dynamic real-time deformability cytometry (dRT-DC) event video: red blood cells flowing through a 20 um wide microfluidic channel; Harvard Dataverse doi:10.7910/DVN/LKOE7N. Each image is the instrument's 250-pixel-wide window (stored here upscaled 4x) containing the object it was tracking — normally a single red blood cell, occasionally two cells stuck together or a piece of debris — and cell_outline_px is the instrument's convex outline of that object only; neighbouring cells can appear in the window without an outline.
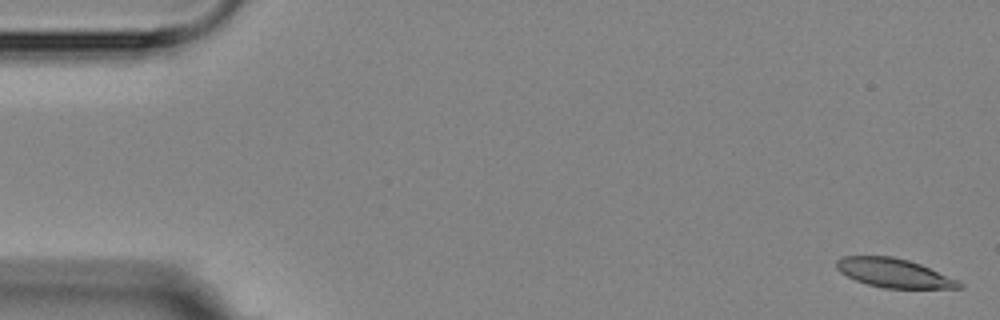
{"species": "Egyptian fruit bat (a non-hibernating species)", "species_latin": "Rousettus aegyptiacus", "temperature_condition": "room temperature", "stored_images_in_passage": 6, "camera_frame_rate_fps": 3000, "um_per_image_px": 0.085, "animal": {"sex": "female"}, "frame": {"image": 1, "passage_image": 1, "time_ms": 0.0, "image_size_px": [1000, 320], "cell_outline_px": [[964, 288], [880, 288], [856, 280], [840, 272], [836, 268], [836, 260], [844, 256], [892, 256], [908, 260], [920, 264], [960, 280], [964, 284]], "centroid_in_image_um": [76.02, 23.21], "position_along_channel_um": 9.0, "area_um2": 20.75}}
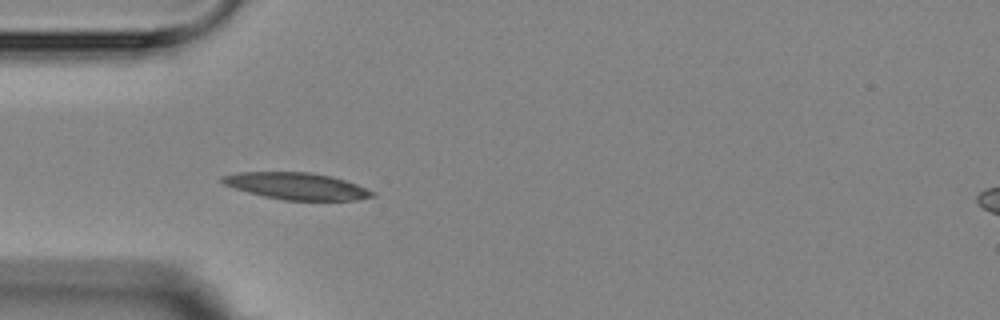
{"frame": {"image": 2, "passage_image": 5, "time_ms": 5.0, "image_size_px": [1000, 320], "cell_outline_px": [[376, 196], [356, 200], [284, 200], [264, 196], [248, 192], [224, 184], [220, 180], [220, 176], [236, 172], [308, 172], [328, 176], [344, 180], [356, 184], [376, 192]], "centroid_in_image_um": [25.21, 15.82], "position_along_channel_um": 59.8, "area_um2": 23.29}}
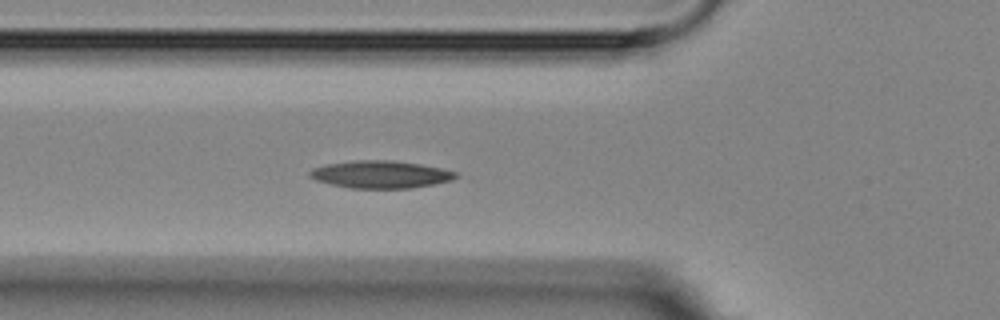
{"frame": {"image": 3, "passage_image": 6, "time_ms": 6.0, "image_size_px": [1000, 320], "cell_outline_px": [[460, 176], [452, 180], [436, 184], [412, 188], [348, 188], [316, 180], [308, 176], [308, 172], [312, 168], [328, 164], [356, 160], [392, 160], [420, 164], [440, 168], [456, 172]], "centroid_in_image_um": [32.37, 14.83], "position_along_channel_um": 93.4, "area_um2": 23.41}}